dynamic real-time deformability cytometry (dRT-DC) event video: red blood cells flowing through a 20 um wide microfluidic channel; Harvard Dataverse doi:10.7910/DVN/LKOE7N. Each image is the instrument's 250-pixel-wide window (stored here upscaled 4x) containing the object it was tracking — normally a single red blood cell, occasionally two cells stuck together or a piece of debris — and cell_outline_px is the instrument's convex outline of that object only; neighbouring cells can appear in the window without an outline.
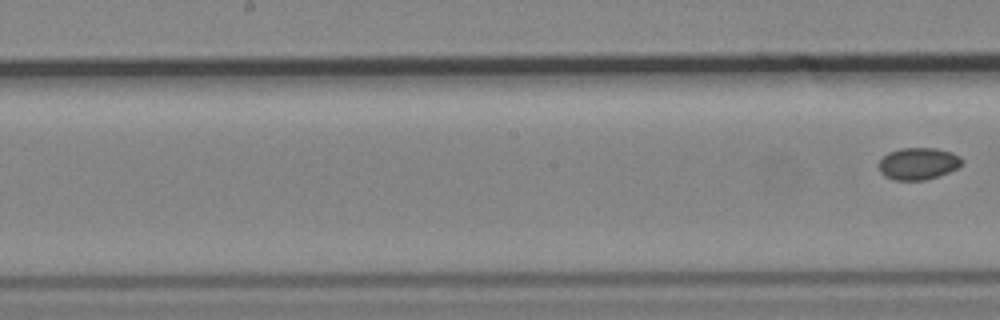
{"species": "common noctule bat (a hibernating species)", "species_latin": "Nyctalus noctula", "temperature_condition": "cold", "stored_images_in_passage": 9, "camera_frame_rate_fps": 3000, "um_per_image_px": 0.085, "animal": {"sex": "male", "body_mass_g": 19.2, "forearm_length_mm": 51.8}, "frame": {"image": 1, "passage_image": 9, "time_ms": 10.0, "image_size_px": [1000, 320], "cell_outline_px": [[964, 164], [948, 172], [924, 180], [896, 180], [884, 176], [880, 172], [876, 164], [888, 152], [900, 148], [936, 148], [952, 152], [960, 156], [964, 160]], "centroid_in_image_um": [78.04, 13.89], "position_along_channel_um": 170.2, "area_um2": 15.66}}